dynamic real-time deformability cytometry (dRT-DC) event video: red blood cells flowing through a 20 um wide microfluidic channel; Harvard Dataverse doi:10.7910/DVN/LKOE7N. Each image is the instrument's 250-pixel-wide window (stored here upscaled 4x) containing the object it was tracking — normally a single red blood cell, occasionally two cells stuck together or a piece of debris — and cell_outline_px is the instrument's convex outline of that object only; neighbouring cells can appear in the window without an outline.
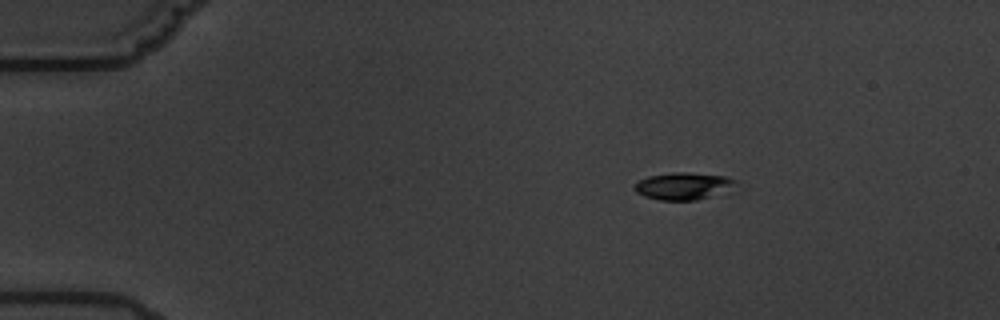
{"species": "common noctule bat (a hibernating species)", "species_latin": "Nyctalus noctula", "temperature_condition": "warm", "stored_images_in_passage": 8, "camera_frame_rate_fps": 3000, "um_per_image_px": 0.085, "animal": {"sex": "male", "body_mass_g": 19.5, "forearm_length_mm": 54.6}, "frame": {"image": 1, "passage_image": 2, "time_ms": 1.0, "image_size_px": [1000, 320], "cell_outline_px": [[740, 192], [696, 200], [660, 200], [644, 196], [636, 192], [632, 188], [640, 180], [648, 176], [672, 172], [684, 172], [724, 176], [740, 180]], "centroid_in_image_um": [58.32, 15.83], "position_along_channel_um": 26.7, "area_um2": 17.05}}
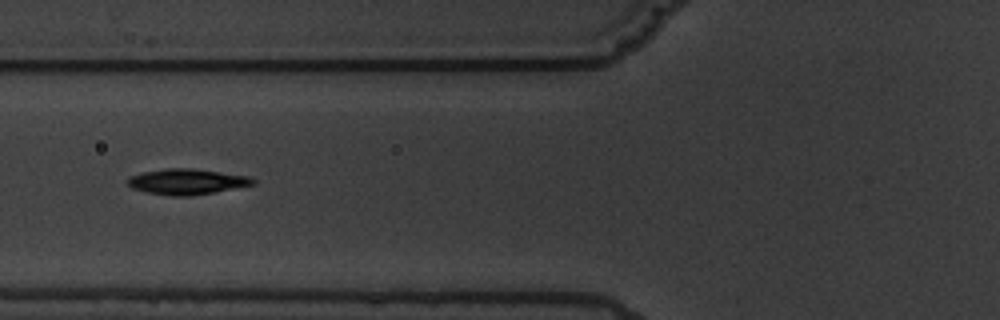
{"frame": {"image": 2, "passage_image": 6, "time_ms": 5.667, "image_size_px": [1000, 320], "cell_outline_px": [[256, 184], [212, 192], [188, 196], [172, 196], [148, 192], [132, 188], [128, 184], [128, 176], [144, 172], [168, 168], [192, 168], [248, 176], [256, 180]], "centroid_in_image_um": [15.88, 15.43], "position_along_channel_um": 109.9, "area_um2": 18.44}}
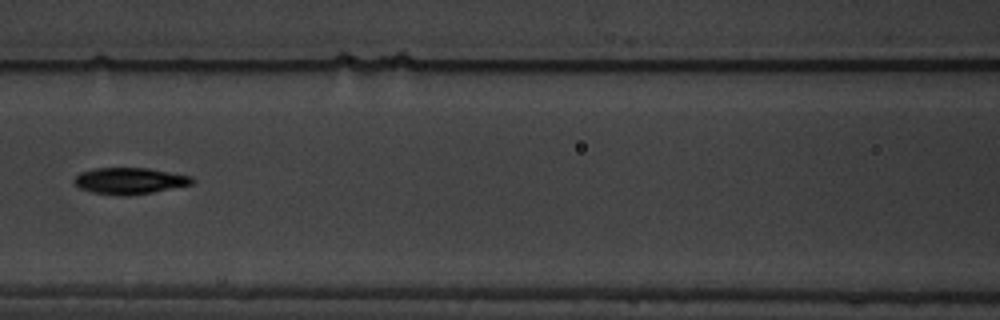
{"frame": {"image": 3, "passage_image": 7, "time_ms": 7.0, "image_size_px": [1000, 320], "cell_outline_px": [[196, 180], [192, 184], [152, 192], [128, 196], [92, 192], [80, 188], [72, 180], [80, 172], [96, 168], [148, 168], [192, 176]], "centroid_in_image_um": [11.03, 15.36], "position_along_channel_um": 155.6, "area_um2": 18.03}}